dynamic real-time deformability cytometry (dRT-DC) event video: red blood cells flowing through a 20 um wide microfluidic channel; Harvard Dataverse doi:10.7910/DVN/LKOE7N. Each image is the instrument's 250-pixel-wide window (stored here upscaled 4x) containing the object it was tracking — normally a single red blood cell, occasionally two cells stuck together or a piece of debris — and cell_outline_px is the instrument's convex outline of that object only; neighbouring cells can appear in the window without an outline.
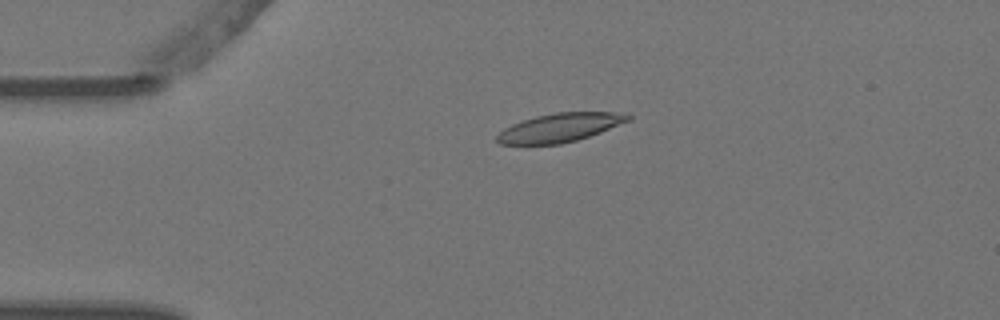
{"species": "Egyptian fruit bat (a non-hibernating species)", "species_latin": "Rousettus aegyptiacus", "temperature_condition": "warm", "stored_images_in_passage": 3, "camera_frame_rate_fps": 3000, "um_per_image_px": 0.085, "animal": {"sex": "female"}, "frame": {"image": 1, "passage_image": 2, "time_ms": 0.333, "image_size_px": [1000, 320], "cell_outline_px": [[632, 120], [600, 132], [576, 140], [560, 144], [500, 144], [496, 140], [496, 136], [504, 128], [512, 124], [536, 116], [556, 112], [624, 112], [632, 116]], "centroid_in_image_um": [47.63, 10.83], "position_along_channel_um": 37.4, "area_um2": 21.85}}